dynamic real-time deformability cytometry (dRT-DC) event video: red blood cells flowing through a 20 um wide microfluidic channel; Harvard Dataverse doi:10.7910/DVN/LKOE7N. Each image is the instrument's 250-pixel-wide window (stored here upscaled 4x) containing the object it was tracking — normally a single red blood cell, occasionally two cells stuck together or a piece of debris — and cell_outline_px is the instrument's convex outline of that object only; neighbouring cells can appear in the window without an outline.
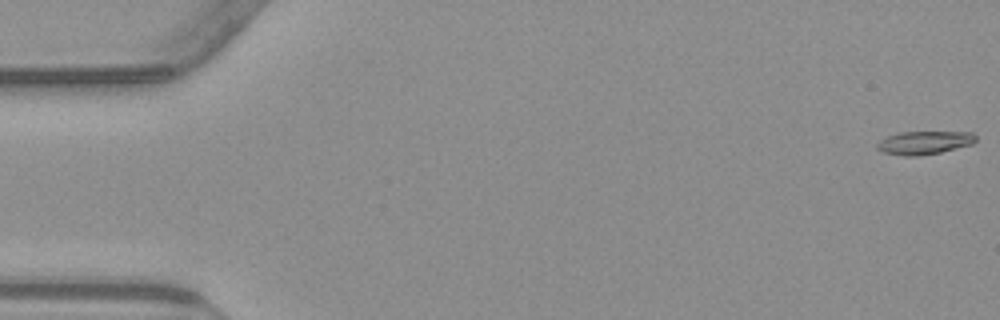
{"species": "common noctule bat (a hibernating species)", "species_latin": "Nyctalus noctula", "temperature_condition": "warm", "stored_images_in_passage": 49, "camera_frame_rate_fps": 3000, "um_per_image_px": 0.085, "animal": {"sex": "male", "body_mass_g": 23.1, "forearm_length_mm": 52.7}, "frame": {"image": 1, "passage_image": 1, "time_ms": 0.0, "image_size_px": [1000, 320], "cell_outline_px": [[976, 140], [972, 144], [940, 152], [920, 156], [904, 156], [884, 152], [876, 148], [876, 144], [880, 140], [888, 136], [900, 132], [972, 132], [976, 136]], "centroid_in_image_um": [78.56, 12.13], "position_along_channel_um": 6.4, "area_um2": 13.29}}
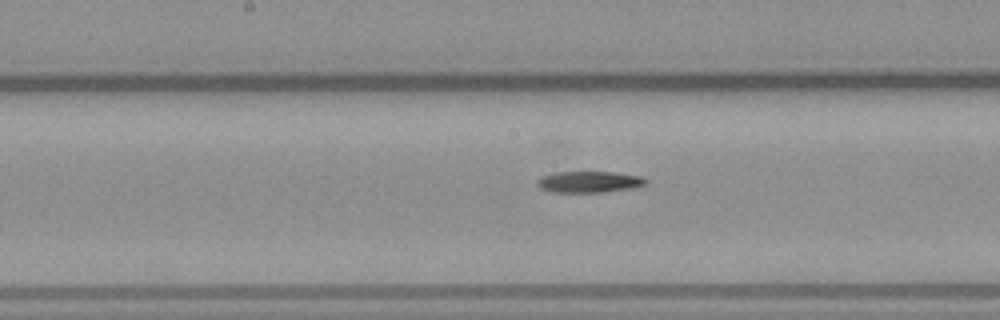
{"frame": {"image": 2, "passage_image": 28, "time_ms": 9.0, "image_size_px": [1000, 320], "cell_outline_px": [[648, 180], [644, 184], [636, 188], [604, 192], [552, 192], [540, 188], [536, 184], [536, 180], [540, 176], [556, 172], [616, 172], [640, 176]], "centroid_in_image_um": [50.06, 15.46], "position_along_channel_um": 198.1, "area_um2": 13.64}}
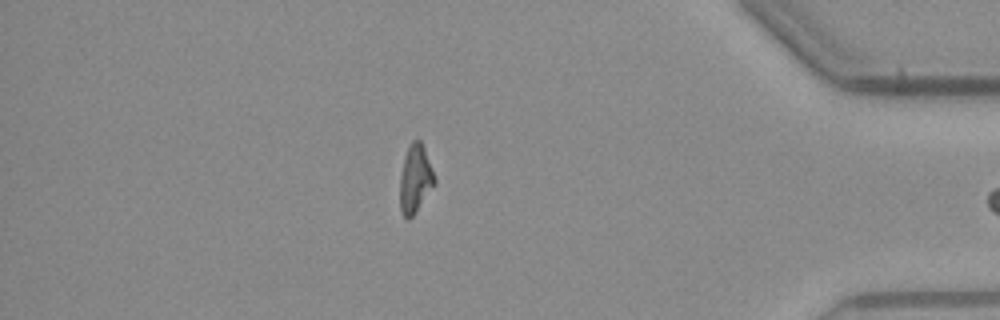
{"frame": {"image": 3, "passage_image": 47, "time_ms": 15.333, "image_size_px": [1000, 320], "cell_outline_px": [[436, 184], [416, 212], [408, 220], [404, 216], [400, 208], [400, 176], [404, 156], [412, 140], [420, 140], [424, 148], [436, 180]], "centroid_in_image_um": [35.3, 15.23], "position_along_channel_um": 399.9, "area_um2": 13.7}}